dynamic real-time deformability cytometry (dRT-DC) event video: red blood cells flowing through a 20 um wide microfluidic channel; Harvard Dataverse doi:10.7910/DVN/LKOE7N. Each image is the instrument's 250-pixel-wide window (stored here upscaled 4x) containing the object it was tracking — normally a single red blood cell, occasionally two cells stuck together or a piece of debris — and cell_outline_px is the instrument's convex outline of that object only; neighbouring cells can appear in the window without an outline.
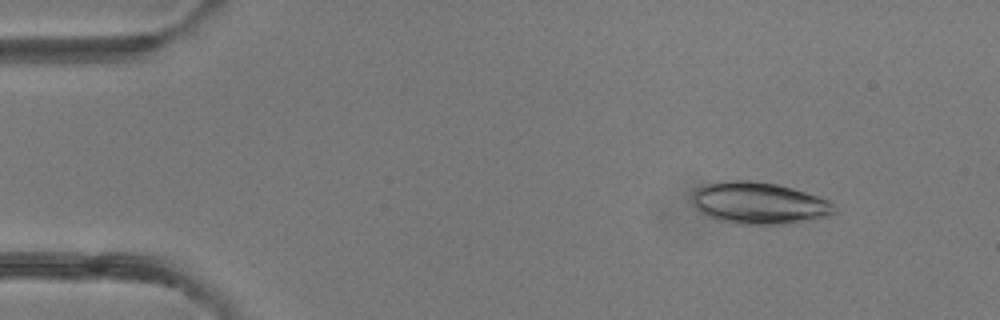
{"species": "common noctule bat (a hibernating species)", "species_latin": "Nyctalus noctula", "temperature_condition": "room temperature", "stored_images_in_passage": 48, "camera_frame_rate_fps": 3000, "um_per_image_px": 0.085, "animal": {"sex": "female"}, "frame": {"image": 1, "passage_image": 5, "time_ms": 1.333, "image_size_px": [1000, 320], "cell_outline_px": [[836, 212], [824, 216], [788, 224], [732, 224], [708, 216], [700, 212], [692, 204], [692, 192], [696, 188], [704, 184], [728, 180], [748, 180], [776, 184], [792, 188], [828, 200], [832, 204]], "centroid_in_image_um": [64.43, 17.26], "position_along_channel_um": 20.6, "area_um2": 34.51}}
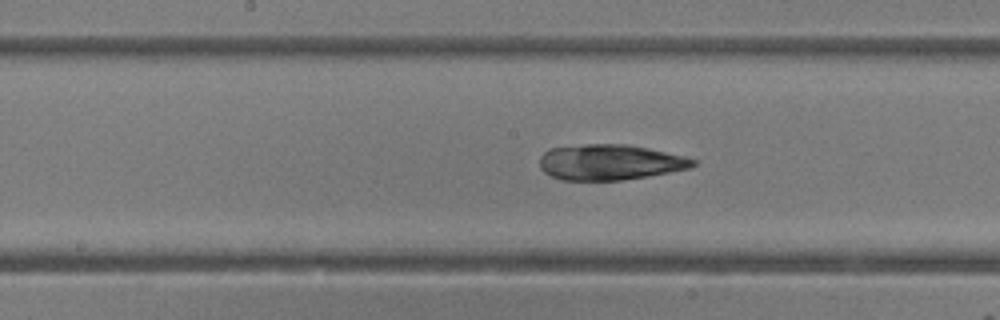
{"frame": {"image": 2, "passage_image": 24, "time_ms": 7.667, "image_size_px": [1000, 320], "cell_outline_px": [[696, 164], [692, 168], [648, 176], [620, 180], [560, 180], [544, 172], [540, 168], [540, 156], [548, 148], [584, 144], [628, 144], [648, 148], [684, 156], [696, 160]], "centroid_in_image_um": [51.83, 13.78], "position_along_channel_um": 196.4, "area_um2": 31.91}}
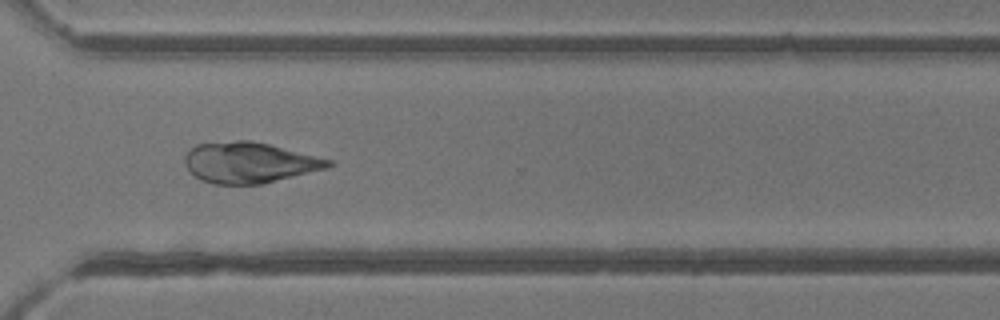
{"frame": {"image": 3, "passage_image": 35, "time_ms": 11.333, "image_size_px": [1000, 320], "cell_outline_px": [[332, 164], [328, 168], [264, 184], [212, 184], [196, 176], [184, 164], [184, 156], [196, 144], [236, 140], [252, 140], [332, 160]], "centroid_in_image_um": [21.2, 13.82], "position_along_channel_um": 349.4, "area_um2": 33.93}}